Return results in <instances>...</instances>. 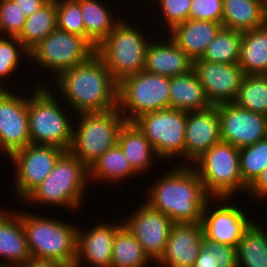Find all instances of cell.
I'll return each instance as SVG.
<instances>
[{"label": "cell", "mask_w": 267, "mask_h": 267, "mask_svg": "<svg viewBox=\"0 0 267 267\" xmlns=\"http://www.w3.org/2000/svg\"><path fill=\"white\" fill-rule=\"evenodd\" d=\"M239 156L241 177L249 187L267 167V138L239 148Z\"/></svg>", "instance_id": "obj_35"}, {"label": "cell", "mask_w": 267, "mask_h": 267, "mask_svg": "<svg viewBox=\"0 0 267 267\" xmlns=\"http://www.w3.org/2000/svg\"><path fill=\"white\" fill-rule=\"evenodd\" d=\"M192 0H156L162 11L161 16L165 20V26L167 25L168 31H170L175 25L183 23L188 20L189 12L191 9Z\"/></svg>", "instance_id": "obj_40"}, {"label": "cell", "mask_w": 267, "mask_h": 267, "mask_svg": "<svg viewBox=\"0 0 267 267\" xmlns=\"http://www.w3.org/2000/svg\"><path fill=\"white\" fill-rule=\"evenodd\" d=\"M87 183H89V169L76 156L66 151L47 178L23 201L58 207L61 205L69 210H78L83 206L84 194L89 185Z\"/></svg>", "instance_id": "obj_3"}, {"label": "cell", "mask_w": 267, "mask_h": 267, "mask_svg": "<svg viewBox=\"0 0 267 267\" xmlns=\"http://www.w3.org/2000/svg\"><path fill=\"white\" fill-rule=\"evenodd\" d=\"M123 225L98 222L89 231L77 230V259L74 267H82L86 263L93 267H111L113 242L117 230Z\"/></svg>", "instance_id": "obj_20"}, {"label": "cell", "mask_w": 267, "mask_h": 267, "mask_svg": "<svg viewBox=\"0 0 267 267\" xmlns=\"http://www.w3.org/2000/svg\"><path fill=\"white\" fill-rule=\"evenodd\" d=\"M55 29H57L56 0H49L34 14L26 17L23 29L17 38L30 51Z\"/></svg>", "instance_id": "obj_31"}, {"label": "cell", "mask_w": 267, "mask_h": 267, "mask_svg": "<svg viewBox=\"0 0 267 267\" xmlns=\"http://www.w3.org/2000/svg\"><path fill=\"white\" fill-rule=\"evenodd\" d=\"M233 103L267 116V75H244Z\"/></svg>", "instance_id": "obj_34"}, {"label": "cell", "mask_w": 267, "mask_h": 267, "mask_svg": "<svg viewBox=\"0 0 267 267\" xmlns=\"http://www.w3.org/2000/svg\"><path fill=\"white\" fill-rule=\"evenodd\" d=\"M238 65L245 75H267V23L242 32Z\"/></svg>", "instance_id": "obj_27"}, {"label": "cell", "mask_w": 267, "mask_h": 267, "mask_svg": "<svg viewBox=\"0 0 267 267\" xmlns=\"http://www.w3.org/2000/svg\"><path fill=\"white\" fill-rule=\"evenodd\" d=\"M122 19L95 49L117 83L144 69L146 50L152 40Z\"/></svg>", "instance_id": "obj_8"}, {"label": "cell", "mask_w": 267, "mask_h": 267, "mask_svg": "<svg viewBox=\"0 0 267 267\" xmlns=\"http://www.w3.org/2000/svg\"><path fill=\"white\" fill-rule=\"evenodd\" d=\"M169 77L140 71L118 83L117 107L126 121L149 111L170 108Z\"/></svg>", "instance_id": "obj_9"}, {"label": "cell", "mask_w": 267, "mask_h": 267, "mask_svg": "<svg viewBox=\"0 0 267 267\" xmlns=\"http://www.w3.org/2000/svg\"><path fill=\"white\" fill-rule=\"evenodd\" d=\"M201 222L173 223L162 257L156 262L162 267H192L203 243Z\"/></svg>", "instance_id": "obj_18"}, {"label": "cell", "mask_w": 267, "mask_h": 267, "mask_svg": "<svg viewBox=\"0 0 267 267\" xmlns=\"http://www.w3.org/2000/svg\"><path fill=\"white\" fill-rule=\"evenodd\" d=\"M93 53L95 49L83 37L57 28L29 51V60L52 71L56 78L85 62Z\"/></svg>", "instance_id": "obj_11"}, {"label": "cell", "mask_w": 267, "mask_h": 267, "mask_svg": "<svg viewBox=\"0 0 267 267\" xmlns=\"http://www.w3.org/2000/svg\"><path fill=\"white\" fill-rule=\"evenodd\" d=\"M17 267H69V266L56 260L31 258L23 265Z\"/></svg>", "instance_id": "obj_44"}, {"label": "cell", "mask_w": 267, "mask_h": 267, "mask_svg": "<svg viewBox=\"0 0 267 267\" xmlns=\"http://www.w3.org/2000/svg\"><path fill=\"white\" fill-rule=\"evenodd\" d=\"M167 42L150 41L145 56L144 71L173 77L190 72L191 60L170 38ZM159 42V43H158ZM166 43V44H165Z\"/></svg>", "instance_id": "obj_22"}, {"label": "cell", "mask_w": 267, "mask_h": 267, "mask_svg": "<svg viewBox=\"0 0 267 267\" xmlns=\"http://www.w3.org/2000/svg\"><path fill=\"white\" fill-rule=\"evenodd\" d=\"M56 92L78 113L104 112L117 107L118 83L106 64L93 53L85 62L55 78Z\"/></svg>", "instance_id": "obj_2"}, {"label": "cell", "mask_w": 267, "mask_h": 267, "mask_svg": "<svg viewBox=\"0 0 267 267\" xmlns=\"http://www.w3.org/2000/svg\"><path fill=\"white\" fill-rule=\"evenodd\" d=\"M77 116L79 124L78 127L73 124L68 151L89 169L108 149L118 144V135L126 119L118 107L104 112H82Z\"/></svg>", "instance_id": "obj_6"}, {"label": "cell", "mask_w": 267, "mask_h": 267, "mask_svg": "<svg viewBox=\"0 0 267 267\" xmlns=\"http://www.w3.org/2000/svg\"><path fill=\"white\" fill-rule=\"evenodd\" d=\"M170 108L183 111H201L211 107L205 91L193 70L169 77Z\"/></svg>", "instance_id": "obj_26"}, {"label": "cell", "mask_w": 267, "mask_h": 267, "mask_svg": "<svg viewBox=\"0 0 267 267\" xmlns=\"http://www.w3.org/2000/svg\"><path fill=\"white\" fill-rule=\"evenodd\" d=\"M12 211L0 210V267H17L31 259L21 211Z\"/></svg>", "instance_id": "obj_21"}, {"label": "cell", "mask_w": 267, "mask_h": 267, "mask_svg": "<svg viewBox=\"0 0 267 267\" xmlns=\"http://www.w3.org/2000/svg\"><path fill=\"white\" fill-rule=\"evenodd\" d=\"M149 263H152V260L145 253L142 245L122 225L114 238L111 267H145Z\"/></svg>", "instance_id": "obj_32"}, {"label": "cell", "mask_w": 267, "mask_h": 267, "mask_svg": "<svg viewBox=\"0 0 267 267\" xmlns=\"http://www.w3.org/2000/svg\"><path fill=\"white\" fill-rule=\"evenodd\" d=\"M221 141L237 148L255 144L267 138V116L249 111L235 103L217 106Z\"/></svg>", "instance_id": "obj_14"}, {"label": "cell", "mask_w": 267, "mask_h": 267, "mask_svg": "<svg viewBox=\"0 0 267 267\" xmlns=\"http://www.w3.org/2000/svg\"><path fill=\"white\" fill-rule=\"evenodd\" d=\"M11 89L0 95V151L8 157L31 144L28 99Z\"/></svg>", "instance_id": "obj_16"}, {"label": "cell", "mask_w": 267, "mask_h": 267, "mask_svg": "<svg viewBox=\"0 0 267 267\" xmlns=\"http://www.w3.org/2000/svg\"><path fill=\"white\" fill-rule=\"evenodd\" d=\"M45 85L37 83L28 95L31 144L52 145L68 151L72 142L73 121L67 117L50 87Z\"/></svg>", "instance_id": "obj_5"}, {"label": "cell", "mask_w": 267, "mask_h": 267, "mask_svg": "<svg viewBox=\"0 0 267 267\" xmlns=\"http://www.w3.org/2000/svg\"><path fill=\"white\" fill-rule=\"evenodd\" d=\"M186 121L187 111L171 108L149 111L133 120L153 146L160 162L184 157Z\"/></svg>", "instance_id": "obj_10"}, {"label": "cell", "mask_w": 267, "mask_h": 267, "mask_svg": "<svg viewBox=\"0 0 267 267\" xmlns=\"http://www.w3.org/2000/svg\"><path fill=\"white\" fill-rule=\"evenodd\" d=\"M223 0H192L189 20L222 23Z\"/></svg>", "instance_id": "obj_41"}, {"label": "cell", "mask_w": 267, "mask_h": 267, "mask_svg": "<svg viewBox=\"0 0 267 267\" xmlns=\"http://www.w3.org/2000/svg\"><path fill=\"white\" fill-rule=\"evenodd\" d=\"M220 141L217 106H211L201 111L187 112L184 148L187 165H192L197 158ZM190 161L191 163H189Z\"/></svg>", "instance_id": "obj_19"}, {"label": "cell", "mask_w": 267, "mask_h": 267, "mask_svg": "<svg viewBox=\"0 0 267 267\" xmlns=\"http://www.w3.org/2000/svg\"><path fill=\"white\" fill-rule=\"evenodd\" d=\"M66 150L52 145L28 144L12 153L9 158L16 173L14 195L23 199L54 169L58 159Z\"/></svg>", "instance_id": "obj_12"}, {"label": "cell", "mask_w": 267, "mask_h": 267, "mask_svg": "<svg viewBox=\"0 0 267 267\" xmlns=\"http://www.w3.org/2000/svg\"><path fill=\"white\" fill-rule=\"evenodd\" d=\"M213 199L216 202L217 199L220 202L222 201V204L224 201L228 202L230 198H210L206 202L201 222L204 228V235L220 244L236 247L253 220L247 217L243 209L233 206L231 203L229 205L225 202V205H221L217 202L219 206L213 207L214 209L211 208V200Z\"/></svg>", "instance_id": "obj_17"}, {"label": "cell", "mask_w": 267, "mask_h": 267, "mask_svg": "<svg viewBox=\"0 0 267 267\" xmlns=\"http://www.w3.org/2000/svg\"><path fill=\"white\" fill-rule=\"evenodd\" d=\"M222 27L218 22L188 19L168 32L169 38L194 61L202 57Z\"/></svg>", "instance_id": "obj_23"}, {"label": "cell", "mask_w": 267, "mask_h": 267, "mask_svg": "<svg viewBox=\"0 0 267 267\" xmlns=\"http://www.w3.org/2000/svg\"><path fill=\"white\" fill-rule=\"evenodd\" d=\"M122 221L128 231L142 245L149 258L156 262L162 257L173 221L144 202Z\"/></svg>", "instance_id": "obj_13"}, {"label": "cell", "mask_w": 267, "mask_h": 267, "mask_svg": "<svg viewBox=\"0 0 267 267\" xmlns=\"http://www.w3.org/2000/svg\"><path fill=\"white\" fill-rule=\"evenodd\" d=\"M57 28L85 39L80 0H56Z\"/></svg>", "instance_id": "obj_38"}, {"label": "cell", "mask_w": 267, "mask_h": 267, "mask_svg": "<svg viewBox=\"0 0 267 267\" xmlns=\"http://www.w3.org/2000/svg\"><path fill=\"white\" fill-rule=\"evenodd\" d=\"M5 90H7V87L5 88V87H3V86L0 85V95H1Z\"/></svg>", "instance_id": "obj_45"}, {"label": "cell", "mask_w": 267, "mask_h": 267, "mask_svg": "<svg viewBox=\"0 0 267 267\" xmlns=\"http://www.w3.org/2000/svg\"><path fill=\"white\" fill-rule=\"evenodd\" d=\"M267 23L265 0H223L222 26L240 32Z\"/></svg>", "instance_id": "obj_24"}, {"label": "cell", "mask_w": 267, "mask_h": 267, "mask_svg": "<svg viewBox=\"0 0 267 267\" xmlns=\"http://www.w3.org/2000/svg\"><path fill=\"white\" fill-rule=\"evenodd\" d=\"M247 196H251V199L262 201L267 197V167L261 172L256 180L248 187Z\"/></svg>", "instance_id": "obj_42"}, {"label": "cell", "mask_w": 267, "mask_h": 267, "mask_svg": "<svg viewBox=\"0 0 267 267\" xmlns=\"http://www.w3.org/2000/svg\"><path fill=\"white\" fill-rule=\"evenodd\" d=\"M29 58V51L23 46L17 37L0 36V85L3 77L12 76L16 69H19L20 60L24 57Z\"/></svg>", "instance_id": "obj_37"}, {"label": "cell", "mask_w": 267, "mask_h": 267, "mask_svg": "<svg viewBox=\"0 0 267 267\" xmlns=\"http://www.w3.org/2000/svg\"><path fill=\"white\" fill-rule=\"evenodd\" d=\"M265 6H266V16H267V0H265Z\"/></svg>", "instance_id": "obj_46"}, {"label": "cell", "mask_w": 267, "mask_h": 267, "mask_svg": "<svg viewBox=\"0 0 267 267\" xmlns=\"http://www.w3.org/2000/svg\"><path fill=\"white\" fill-rule=\"evenodd\" d=\"M138 175L131 167L122 149L117 144L114 148L108 149L89 168V181H106L107 183H123L130 176ZM120 181V182H119Z\"/></svg>", "instance_id": "obj_29"}, {"label": "cell", "mask_w": 267, "mask_h": 267, "mask_svg": "<svg viewBox=\"0 0 267 267\" xmlns=\"http://www.w3.org/2000/svg\"><path fill=\"white\" fill-rule=\"evenodd\" d=\"M21 212L31 258L56 260L74 267L78 227L60 219L34 215L25 210Z\"/></svg>", "instance_id": "obj_4"}, {"label": "cell", "mask_w": 267, "mask_h": 267, "mask_svg": "<svg viewBox=\"0 0 267 267\" xmlns=\"http://www.w3.org/2000/svg\"><path fill=\"white\" fill-rule=\"evenodd\" d=\"M252 222L236 246L237 267H267V233Z\"/></svg>", "instance_id": "obj_30"}, {"label": "cell", "mask_w": 267, "mask_h": 267, "mask_svg": "<svg viewBox=\"0 0 267 267\" xmlns=\"http://www.w3.org/2000/svg\"><path fill=\"white\" fill-rule=\"evenodd\" d=\"M192 267H237L236 247L220 244L203 236V243Z\"/></svg>", "instance_id": "obj_36"}, {"label": "cell", "mask_w": 267, "mask_h": 267, "mask_svg": "<svg viewBox=\"0 0 267 267\" xmlns=\"http://www.w3.org/2000/svg\"><path fill=\"white\" fill-rule=\"evenodd\" d=\"M177 165L146 189L145 202L174 223L202 222L205 204L211 197L191 165Z\"/></svg>", "instance_id": "obj_1"}, {"label": "cell", "mask_w": 267, "mask_h": 267, "mask_svg": "<svg viewBox=\"0 0 267 267\" xmlns=\"http://www.w3.org/2000/svg\"><path fill=\"white\" fill-rule=\"evenodd\" d=\"M192 164L211 198H230L242 191L247 193L248 187L241 177L239 148L236 146L220 141Z\"/></svg>", "instance_id": "obj_7"}, {"label": "cell", "mask_w": 267, "mask_h": 267, "mask_svg": "<svg viewBox=\"0 0 267 267\" xmlns=\"http://www.w3.org/2000/svg\"><path fill=\"white\" fill-rule=\"evenodd\" d=\"M118 145L137 174L146 173L145 171L153 166L154 159L159 158L153 146L133 121H126L120 129Z\"/></svg>", "instance_id": "obj_25"}, {"label": "cell", "mask_w": 267, "mask_h": 267, "mask_svg": "<svg viewBox=\"0 0 267 267\" xmlns=\"http://www.w3.org/2000/svg\"><path fill=\"white\" fill-rule=\"evenodd\" d=\"M100 0H80V9L85 26V40L94 48L106 39L122 20L113 17L109 8ZM114 18V19H113Z\"/></svg>", "instance_id": "obj_28"}, {"label": "cell", "mask_w": 267, "mask_h": 267, "mask_svg": "<svg viewBox=\"0 0 267 267\" xmlns=\"http://www.w3.org/2000/svg\"><path fill=\"white\" fill-rule=\"evenodd\" d=\"M26 16L12 0H0V36L17 37Z\"/></svg>", "instance_id": "obj_39"}, {"label": "cell", "mask_w": 267, "mask_h": 267, "mask_svg": "<svg viewBox=\"0 0 267 267\" xmlns=\"http://www.w3.org/2000/svg\"><path fill=\"white\" fill-rule=\"evenodd\" d=\"M24 13L26 17L34 14L44 6L49 0H12Z\"/></svg>", "instance_id": "obj_43"}, {"label": "cell", "mask_w": 267, "mask_h": 267, "mask_svg": "<svg viewBox=\"0 0 267 267\" xmlns=\"http://www.w3.org/2000/svg\"><path fill=\"white\" fill-rule=\"evenodd\" d=\"M242 32L222 27L200 59L216 63L239 62Z\"/></svg>", "instance_id": "obj_33"}, {"label": "cell", "mask_w": 267, "mask_h": 267, "mask_svg": "<svg viewBox=\"0 0 267 267\" xmlns=\"http://www.w3.org/2000/svg\"><path fill=\"white\" fill-rule=\"evenodd\" d=\"M192 70L211 106L234 102L245 75L238 63L224 64L202 59L193 61Z\"/></svg>", "instance_id": "obj_15"}]
</instances>
